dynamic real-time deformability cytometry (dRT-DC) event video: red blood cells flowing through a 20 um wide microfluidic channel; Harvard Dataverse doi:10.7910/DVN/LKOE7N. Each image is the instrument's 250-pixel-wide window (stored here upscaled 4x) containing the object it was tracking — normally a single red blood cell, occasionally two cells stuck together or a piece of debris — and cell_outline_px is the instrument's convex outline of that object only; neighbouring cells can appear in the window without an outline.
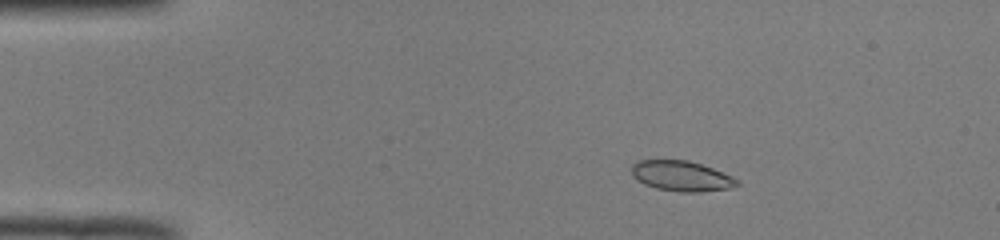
{"species": "common noctule bat (a hibernating species)", "species_latin": "Nyctalus noctula", "temperature_condition": "room temperature", "stored_images_in_passage": 49, "camera_frame_rate_fps": 3000, "um_per_image_px": 0.085, "animal": {"sex": "male", "body_mass_g": 19.0, "forearm_length_mm": 50.8}, "frame": {"image": 1, "passage_image": 7, "time_ms": 2.0, "image_size_px": [1000, 240], "cell_outline_px": [[740, 184], [732, 188], [700, 192], [680, 192], [656, 188], [644, 184], [636, 180], [632, 176], [632, 164], [636, 160], [688, 160], [712, 168], [732, 176], [740, 180]], "centroid_in_image_um": [57.92, 14.97], "position_along_channel_um": 27.1, "area_um2": 18.79}}
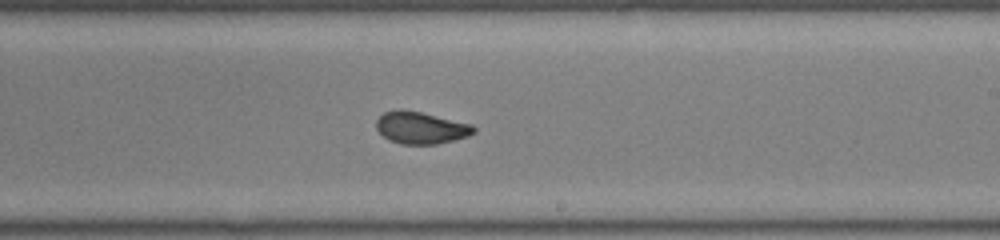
{"frame": {"image": 2, "passage_image": 29, "time_ms": 9.333, "image_size_px": [1000, 240], "cell_outline_px": [[476, 132], [468, 136], [436, 144], [400, 144], [388, 140], [376, 128], [376, 120], [384, 112], [400, 108], [420, 112], [472, 124], [476, 128]], "centroid_in_image_um": [35.76, 10.85], "position_along_channel_um": 253.2, "area_um2": 18.21}}
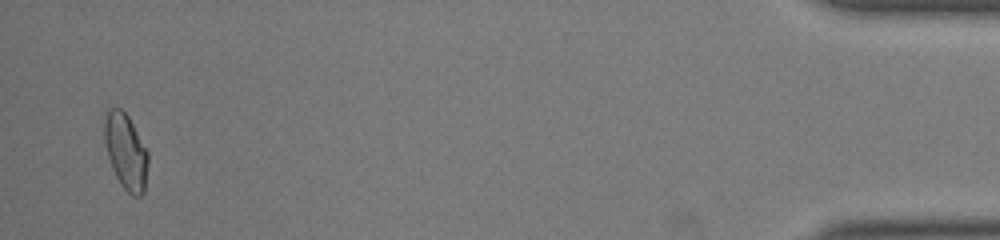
{"frame": {"image": 3, "passage_image": 48, "time_ms": 15.667, "image_size_px": [1000, 240], "cell_outline_px": [[148, 164], [144, 192], [140, 196], [132, 196], [120, 184], [112, 168], [108, 156], [104, 140], [104, 116], [108, 108], [120, 108], [128, 116], [148, 152]], "centroid_in_image_um": [10.68, 12.88], "position_along_channel_um": 424.5, "area_um2": 19.25}, "authors_computed_cell_mechanics": {"area_um2": 18.4382, "velocity_mm_per_s": 3.9998, "shape_relaxation_time_tau1_ms": 7.6534, "shape_relaxation_time_tau2_ms": 0.9271, "deformation_change_tau1": 0.1763, "deformation_change_tau2": 0.039}}